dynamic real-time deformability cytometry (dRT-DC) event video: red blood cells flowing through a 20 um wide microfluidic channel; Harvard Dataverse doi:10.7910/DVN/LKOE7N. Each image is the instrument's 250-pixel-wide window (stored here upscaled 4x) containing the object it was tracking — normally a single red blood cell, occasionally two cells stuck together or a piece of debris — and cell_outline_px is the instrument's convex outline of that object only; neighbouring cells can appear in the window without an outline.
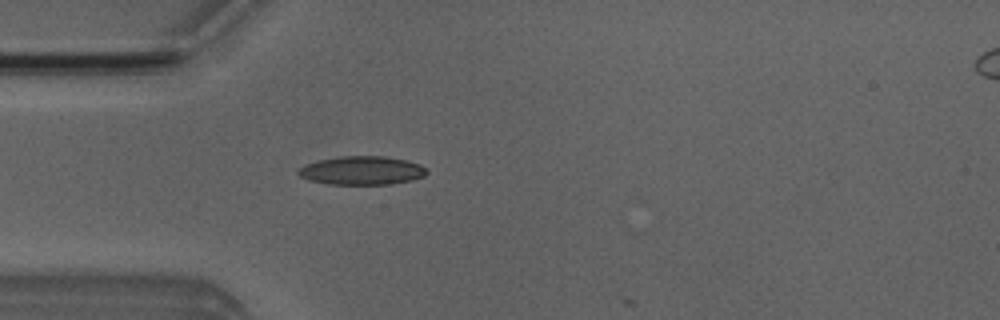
{"species": "Egyptian fruit bat (a non-hibernating species)", "species_latin": "Rousettus aegyptiacus", "temperature_condition": "room temperature", "stored_images_in_passage": 5, "camera_frame_rate_fps": 3000, "um_per_image_px": 0.085, "animal": {"sex": "male"}, "frame": {"image": 1, "passage_image": 4, "time_ms": 3.667, "image_size_px": [1000, 320], "cell_outline_px": [[428, 172], [424, 176], [412, 180], [392, 184], [328, 184], [308, 180], [300, 176], [296, 172], [304, 164], [316, 160], [336, 156], [384, 156], [404, 160], [420, 164]], "centroid_in_image_um": [30.71, 14.49], "position_along_channel_um": 54.3, "area_um2": 21.5}}